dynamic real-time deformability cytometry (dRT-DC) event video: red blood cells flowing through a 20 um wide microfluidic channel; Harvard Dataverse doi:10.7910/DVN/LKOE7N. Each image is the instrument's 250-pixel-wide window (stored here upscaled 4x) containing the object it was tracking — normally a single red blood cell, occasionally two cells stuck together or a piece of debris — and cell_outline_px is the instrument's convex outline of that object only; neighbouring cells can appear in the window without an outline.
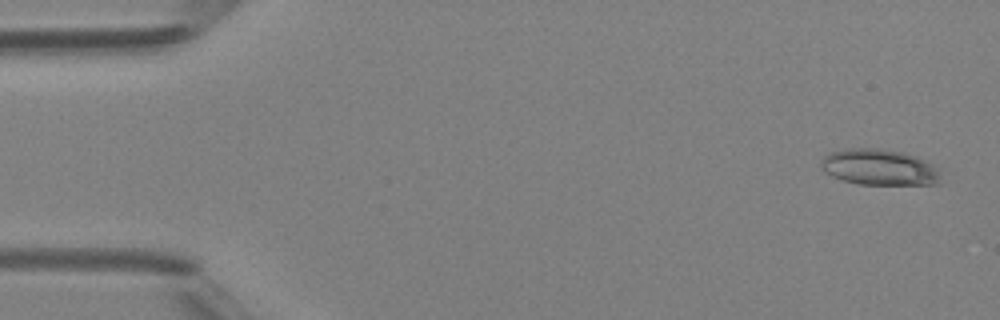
{"species": "Egyptian fruit bat (a non-hibernating species)", "species_latin": "Rousettus aegyptiacus", "temperature_condition": "room temperature", "stored_images_in_passage": 4, "camera_frame_rate_fps": 3000, "um_per_image_px": 0.085, "animal": {"sex": "female"}, "frame": {"image": 1, "passage_image": 1, "time_ms": 0.0, "image_size_px": [1000, 320], "cell_outline_px": [[940, 184], [856, 184], [832, 176], [824, 172], [820, 168], [820, 160], [828, 152], [848, 148], [880, 148], [904, 152], [916, 156], [932, 164], [936, 168], [940, 176]], "centroid_in_image_um": [74.69, 14.2], "position_along_channel_um": 10.3, "area_um2": 25.32}}
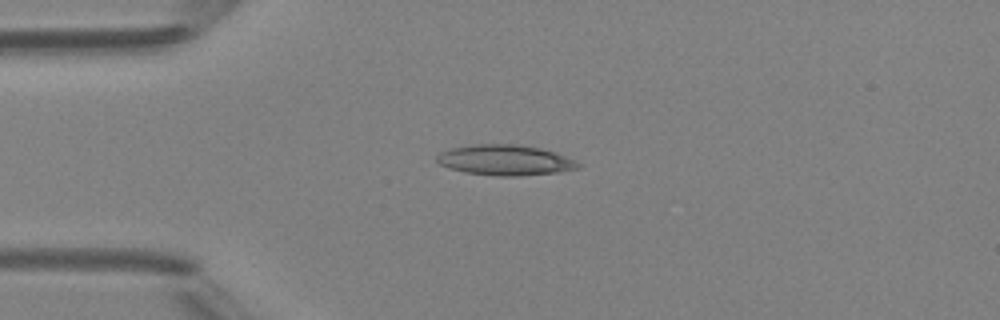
{"frame": {"image": 2, "passage_image": 4, "time_ms": 3.333, "image_size_px": [1000, 320], "cell_outline_px": [[580, 168], [556, 172], [520, 176], [500, 176], [464, 172], [448, 168], [440, 164], [436, 160], [436, 156], [440, 152], [452, 148], [476, 144], [516, 144], [540, 148], [564, 156], [580, 164]], "centroid_in_image_um": [42.89, 13.61], "position_along_channel_um": 42.1, "area_um2": 24.8}}